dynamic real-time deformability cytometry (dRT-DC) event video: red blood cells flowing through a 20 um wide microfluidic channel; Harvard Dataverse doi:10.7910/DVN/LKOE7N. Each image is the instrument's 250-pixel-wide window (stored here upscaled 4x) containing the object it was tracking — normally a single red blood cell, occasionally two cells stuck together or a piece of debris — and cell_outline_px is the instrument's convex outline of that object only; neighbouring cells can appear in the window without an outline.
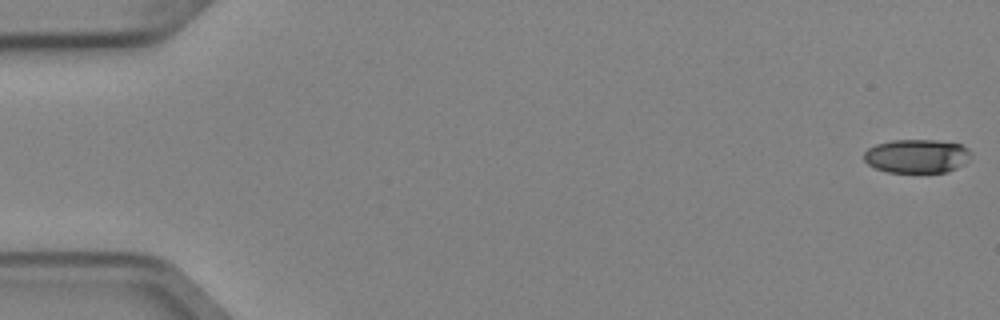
{"species": "Egyptian fruit bat (a non-hibernating species)", "species_latin": "Rousettus aegyptiacus", "temperature_condition": "cold", "stored_images_in_passage": 5, "camera_frame_rate_fps": 3000, "um_per_image_px": 0.085, "animal": {"sex": "female"}, "frame": {"image": 1, "passage_image": 1, "time_ms": 0.0, "image_size_px": [1000, 320], "cell_outline_px": [[972, 152], [956, 168], [948, 172], [888, 172], [876, 168], [868, 164], [864, 160], [864, 152], [868, 148], [876, 144], [892, 140], [936, 140], [960, 144], [968, 148]], "centroid_in_image_um": [77.88, 13.26], "position_along_channel_um": 7.1, "area_um2": 20.81}}
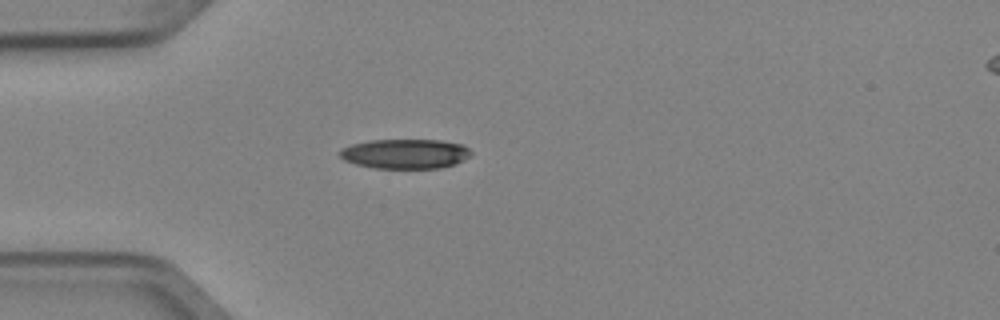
{"frame": {"image": 2, "passage_image": 4, "time_ms": 1.0, "image_size_px": [1000, 320], "cell_outline_px": [[472, 156], [456, 164], [440, 168], [372, 168], [356, 164], [344, 160], [340, 156], [340, 148], [352, 144], [372, 140], [440, 140], [464, 144], [472, 152]], "centroid_in_image_um": [34.48, 13.07], "position_along_channel_um": 50.5, "area_um2": 22.89}}